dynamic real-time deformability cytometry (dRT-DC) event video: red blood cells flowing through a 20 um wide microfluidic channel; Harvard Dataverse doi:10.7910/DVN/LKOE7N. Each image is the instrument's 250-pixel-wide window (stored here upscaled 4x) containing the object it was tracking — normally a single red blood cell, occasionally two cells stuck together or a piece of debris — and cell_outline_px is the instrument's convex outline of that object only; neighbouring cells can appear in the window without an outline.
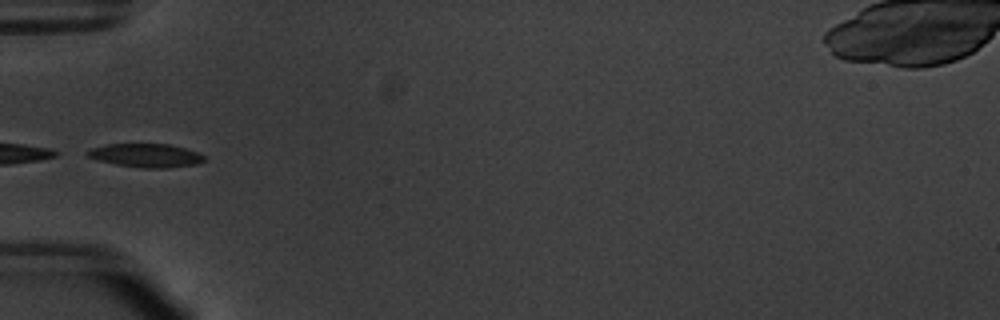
{"species": "common noctule bat (a hibernating species)", "species_latin": "Nyctalus noctula", "temperature_condition": "warm", "stored_images_in_passage": 19, "camera_frame_rate_fps": 3000, "um_per_image_px": 0.085, "animal": {"sex": "male", "body_mass_g": 20.1, "forearm_length_mm": 53.5}, "frame": {"image": 1, "passage_image": 1, "time_ms": 0.0, "image_size_px": [1000, 320], "cell_outline_px": [[204, 160], [196, 164], [168, 168], [144, 168], [116, 164], [100, 160], [88, 156], [84, 152], [92, 148], [108, 144], [168, 144], [184, 148], [196, 152], [204, 156]], "centroid_in_image_um": [12.4, 13.21], "position_along_channel_um": 72.6, "area_um2": 15.78}}